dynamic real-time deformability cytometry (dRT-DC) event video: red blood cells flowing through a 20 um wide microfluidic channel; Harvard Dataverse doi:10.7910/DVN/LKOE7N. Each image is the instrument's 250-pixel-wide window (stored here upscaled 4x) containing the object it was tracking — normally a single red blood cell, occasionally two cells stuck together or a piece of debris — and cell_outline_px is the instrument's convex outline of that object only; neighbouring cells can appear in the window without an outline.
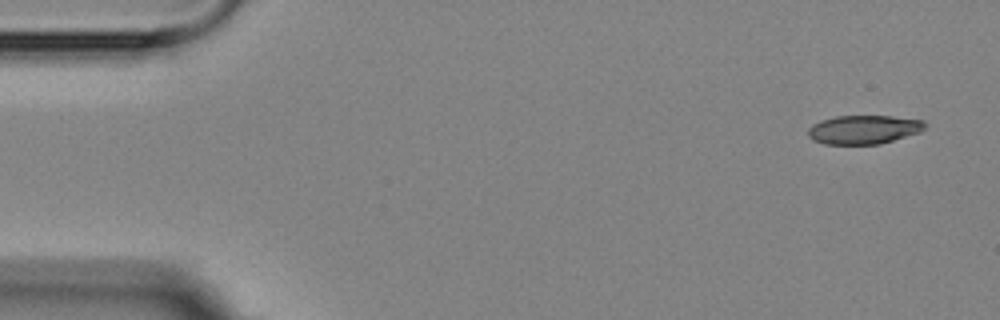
{"species": "Egyptian fruit bat (a non-hibernating species)", "species_latin": "Rousettus aegyptiacus", "temperature_condition": "room temperature", "stored_images_in_passage": 6, "camera_frame_rate_fps": 3000, "um_per_image_px": 0.085, "animal": {"sex": "female"}, "frame": {"image": 1, "passage_image": 1, "time_ms": 0.0, "image_size_px": [1000, 320], "cell_outline_px": [[928, 124], [920, 132], [880, 144], [824, 144], [812, 140], [808, 136], [808, 128], [812, 124], [820, 120], [836, 116], [892, 116], [924, 120]], "centroid_in_image_um": [73.41, 11.01], "position_along_channel_um": 11.6, "area_um2": 19.77}}
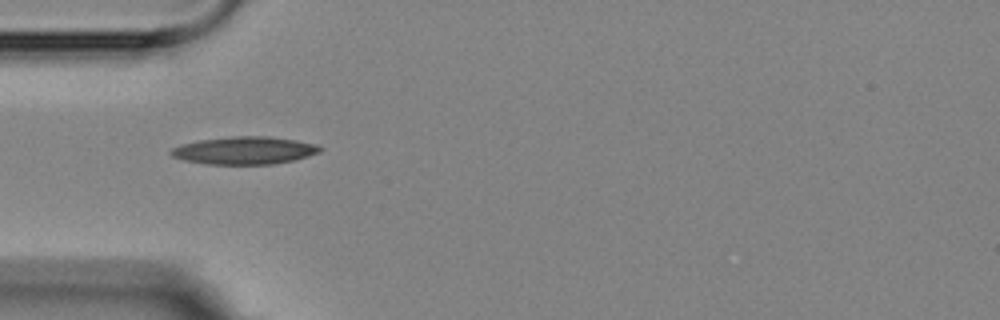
{"frame": {"image": 2, "passage_image": 5, "time_ms": 4.667, "image_size_px": [1000, 320], "cell_outline_px": [[324, 148], [320, 152], [308, 156], [292, 160], [272, 164], [204, 164], [184, 160], [172, 156], [168, 152], [172, 148], [180, 144], [196, 140], [232, 136], [268, 136], [296, 140], [316, 144]], "centroid_in_image_um": [20.75, 12.78], "position_along_channel_um": 64.3, "area_um2": 24.16}}
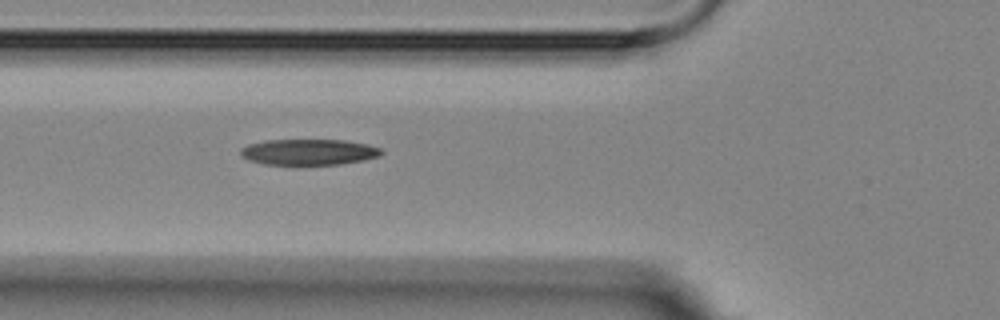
{"frame": {"image": 3, "passage_image": 6, "time_ms": 5.667, "image_size_px": [1000, 320], "cell_outline_px": [[384, 152], [380, 156], [364, 160], [340, 164], [264, 164], [248, 160], [240, 152], [240, 148], [248, 144], [264, 140], [344, 140], [368, 144], [380, 148]], "centroid_in_image_um": [26.26, 12.91], "position_along_channel_um": 99.5, "area_um2": 21.21}}